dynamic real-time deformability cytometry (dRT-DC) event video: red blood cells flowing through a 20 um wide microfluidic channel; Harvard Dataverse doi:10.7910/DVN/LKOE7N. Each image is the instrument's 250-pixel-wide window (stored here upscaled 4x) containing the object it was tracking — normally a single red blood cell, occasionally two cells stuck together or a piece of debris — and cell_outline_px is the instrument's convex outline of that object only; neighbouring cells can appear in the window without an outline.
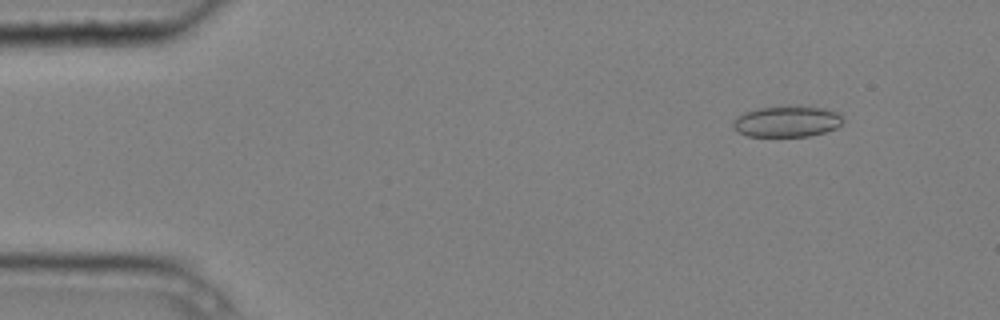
{"species": "common noctule bat (a hibernating species)", "species_latin": "Nyctalus noctula", "temperature_condition": "cold", "stored_images_in_passage": 5, "camera_frame_rate_fps": 3000, "um_per_image_px": 0.085, "animal": {"sex": "male", "body_mass_g": 20.4}, "frame": {"image": 1, "passage_image": 2, "time_ms": 0.333, "image_size_px": [1000, 320], "cell_outline_px": [[844, 120], [836, 128], [824, 132], [808, 136], [748, 136], [736, 132], [732, 128], [732, 120], [736, 116], [744, 112], [760, 108], [796, 104], [824, 108], [840, 112], [844, 116]], "centroid_in_image_um": [66.89, 10.29], "position_along_channel_um": 18.1, "area_um2": 20.52}}
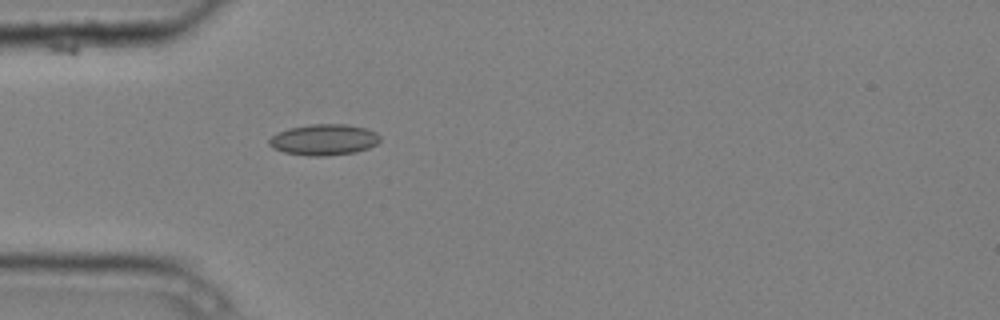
{"frame": {"image": 2, "passage_image": 5, "time_ms": 1.333, "image_size_px": [1000, 320], "cell_outline_px": [[380, 140], [376, 144], [368, 148], [356, 152], [324, 156], [308, 156], [284, 152], [272, 148], [268, 144], [268, 140], [276, 132], [288, 128], [308, 124], [344, 124], [364, 128], [376, 132], [380, 136]], "centroid_in_image_um": [27.49, 11.87], "position_along_channel_um": 57.5, "area_um2": 20.17}}